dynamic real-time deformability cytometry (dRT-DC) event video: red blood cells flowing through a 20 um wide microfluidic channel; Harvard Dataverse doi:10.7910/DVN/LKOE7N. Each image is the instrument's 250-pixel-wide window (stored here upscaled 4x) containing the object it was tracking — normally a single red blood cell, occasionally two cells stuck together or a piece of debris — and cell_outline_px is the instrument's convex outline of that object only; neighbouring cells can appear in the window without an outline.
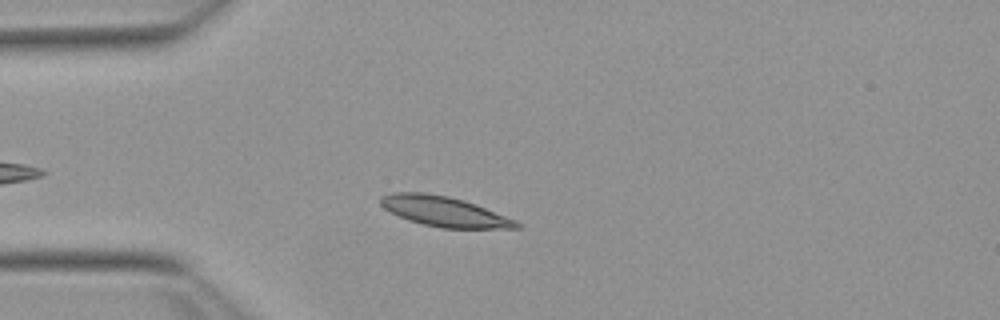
{"species": "Egyptian fruit bat (a non-hibernating species)", "species_latin": "Rousettus aegyptiacus", "temperature_condition": "warm", "stored_images_in_passage": 46, "camera_frame_rate_fps": 3000, "um_per_image_px": 0.085, "animal": {"sex": "female"}, "frame": {"image": 1, "passage_image": 7, "time_ms": 2.0, "image_size_px": [1000, 320], "cell_outline_px": [[520, 228], [440, 228], [408, 220], [384, 208], [380, 204], [380, 196], [392, 192], [424, 192], [448, 196], [464, 200], [476, 204], [516, 220], [520, 224]], "centroid_in_image_um": [37.75, 17.96], "position_along_channel_um": 47.3, "area_um2": 23.7}}
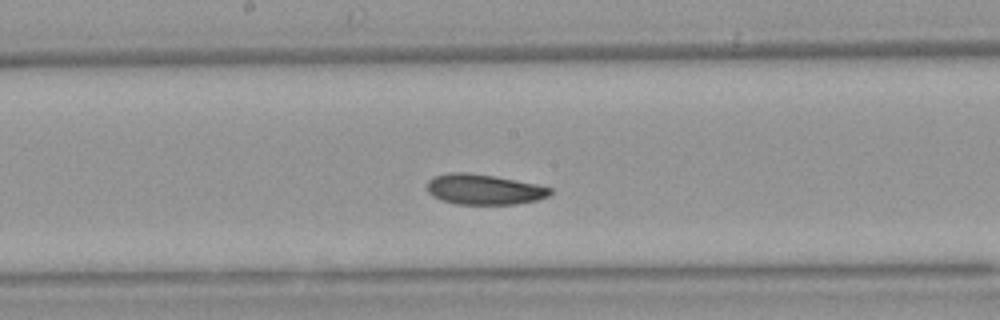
{"frame": {"image": 2, "passage_image": 21, "time_ms": 6.667, "image_size_px": [1000, 320], "cell_outline_px": [[552, 192], [548, 196], [536, 200], [516, 204], [456, 204], [440, 200], [432, 196], [428, 192], [428, 180], [432, 176], [448, 172], [468, 172], [516, 180], [536, 184], [552, 188]], "centroid_in_image_um": [41.1, 16.09], "position_along_channel_um": 207.1, "area_um2": 21.85}}
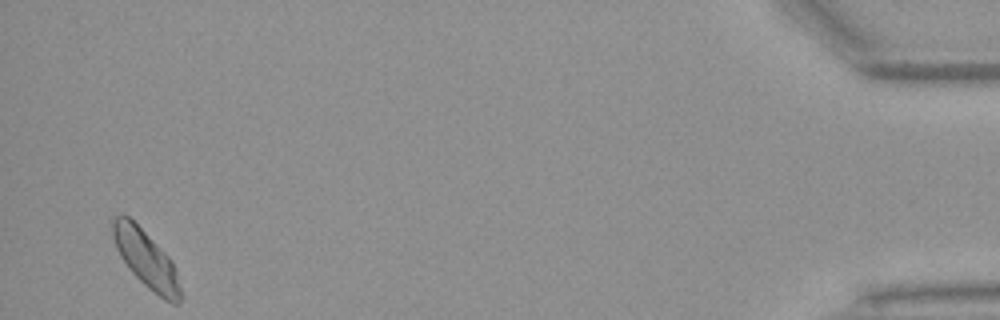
{"frame": {"image": 3, "passage_image": 45, "time_ms": 14.667, "image_size_px": [1000, 320], "cell_outline_px": [[184, 296], [176, 304], [172, 304], [164, 300], [148, 288], [128, 268], [120, 256], [116, 248], [112, 236], [112, 220], [116, 216], [128, 216], [172, 260], [176, 268]], "centroid_in_image_um": [12.46, 22.09], "position_along_channel_um": 422.7, "area_um2": 22.54}, "authors_computed_cell_mechanics": {"area_um2": 22.1663, "velocity_mm_per_s": 3.7703, "shape_relaxation_time_tau1_ms": 4.3623, "shape_relaxation_time_tau2_ms": null, "deformation_change_tau1": 0.1046, "deformation_change_tau2": null}}